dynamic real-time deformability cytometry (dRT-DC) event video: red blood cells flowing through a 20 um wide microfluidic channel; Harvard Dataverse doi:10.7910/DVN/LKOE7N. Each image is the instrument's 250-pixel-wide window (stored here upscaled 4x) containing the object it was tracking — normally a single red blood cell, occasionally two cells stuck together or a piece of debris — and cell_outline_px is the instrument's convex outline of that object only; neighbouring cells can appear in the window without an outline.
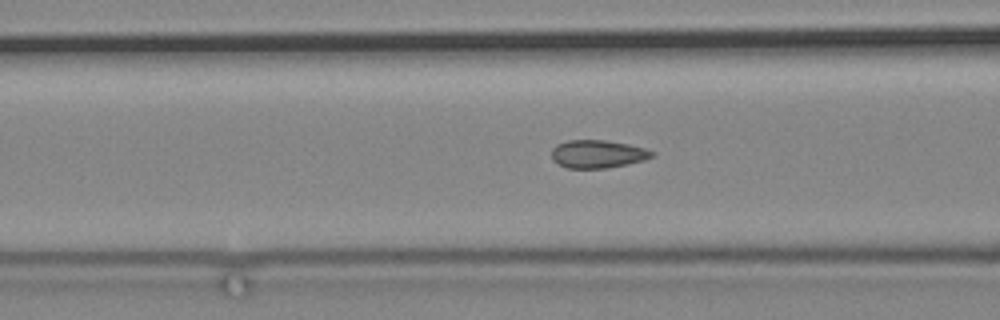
{"species": "common noctule bat (a hibernating species)", "species_latin": "Nyctalus noctula", "temperature_condition": "cold", "stored_images_in_passage": 51, "camera_frame_rate_fps": 3000, "um_per_image_px": 0.085, "animal": {"sex": "male", "body_mass_g": 19.2, "forearm_length_mm": 51.8}, "frame": {"image": 1, "passage_image": 13, "time_ms": 4.0, "image_size_px": [1000, 320], "cell_outline_px": [[656, 156], [644, 160], [628, 164], [608, 168], [568, 168], [552, 160], [552, 148], [556, 144], [568, 140], [604, 140], [628, 144], [644, 148], [656, 152]], "centroid_in_image_um": [50.83, 13.09], "position_along_channel_um": 115.8, "area_um2": 16.47}}
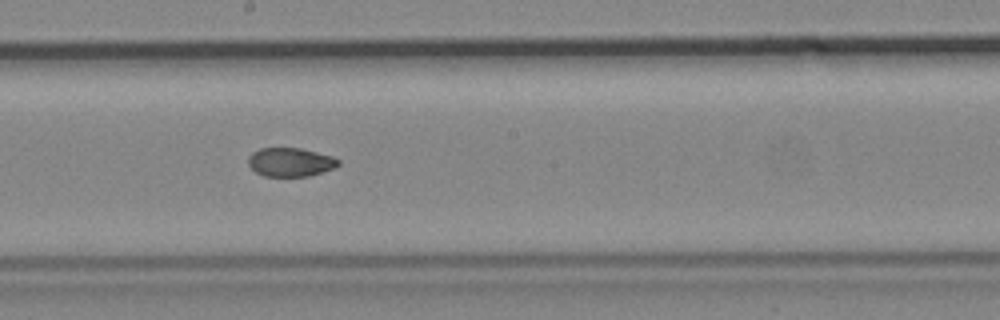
{"frame": {"image": 2, "passage_image": 23, "time_ms": 7.333, "image_size_px": [1000, 320], "cell_outline_px": [[340, 164], [332, 168], [308, 176], [264, 176], [256, 172], [248, 164], [248, 156], [252, 152], [260, 148], [300, 148], [332, 156], [340, 160]], "centroid_in_image_um": [24.66, 13.77], "position_along_channel_um": 223.5, "area_um2": 14.97}}
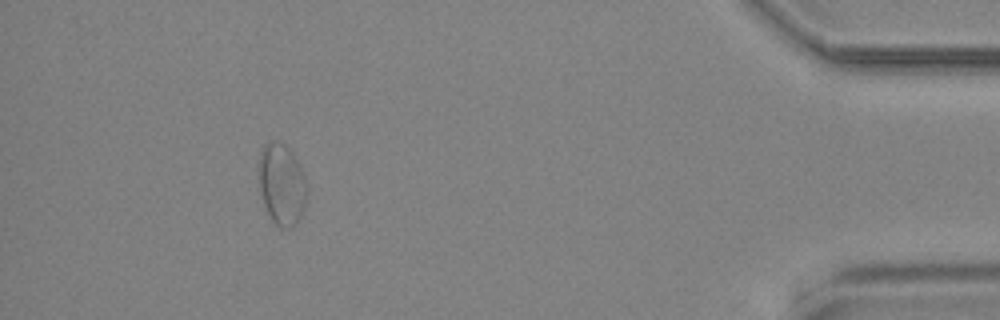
{"frame": {"image": 3, "passage_image": 46, "time_ms": 15.0, "image_size_px": [1000, 320], "cell_outline_px": [[308, 192], [300, 216], [296, 224], [292, 228], [280, 228], [272, 220], [264, 204], [260, 192], [256, 176], [260, 156], [264, 144], [272, 140], [276, 140], [284, 144], [292, 152], [300, 164], [304, 172], [308, 184]], "centroid_in_image_um": [23.94, 15.64], "position_along_channel_um": 411.3, "area_um2": 23.41}}